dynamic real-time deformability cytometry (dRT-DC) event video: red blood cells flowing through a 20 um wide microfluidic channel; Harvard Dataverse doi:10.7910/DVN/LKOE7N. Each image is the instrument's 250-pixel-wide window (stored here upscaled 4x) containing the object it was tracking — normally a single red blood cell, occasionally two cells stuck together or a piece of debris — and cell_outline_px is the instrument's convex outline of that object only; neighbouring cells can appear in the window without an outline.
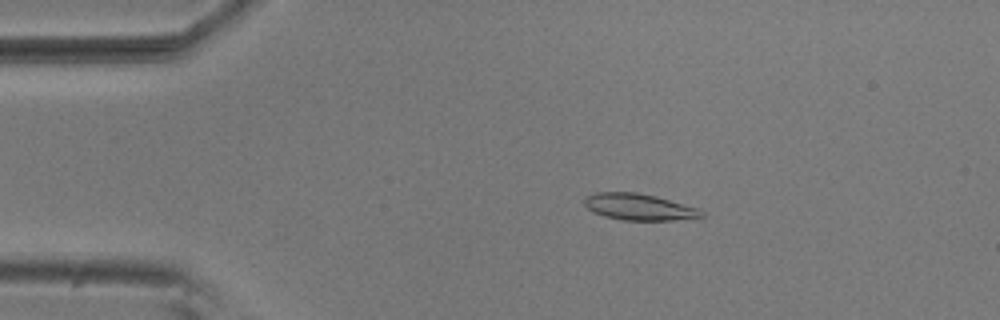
{"species": "common noctule bat (a hibernating species)", "species_latin": "Nyctalus noctula", "temperature_condition": "room temperature", "stored_images_in_passage": 54, "camera_frame_rate_fps": 3000, "um_per_image_px": 0.085, "animal": {"sex": "male", "body_mass_g": 20.5, "forearm_length_mm": 52.5}, "frame": {"image": 1, "passage_image": 10, "time_ms": 3.0, "image_size_px": [1000, 320], "cell_outline_px": [[704, 216], [672, 220], [624, 220], [604, 216], [588, 208], [584, 204], [584, 196], [596, 192], [636, 192], [656, 196], [700, 208], [704, 212]], "centroid_in_image_um": [54.32, 17.58], "position_along_channel_um": 30.7, "area_um2": 18.03}}
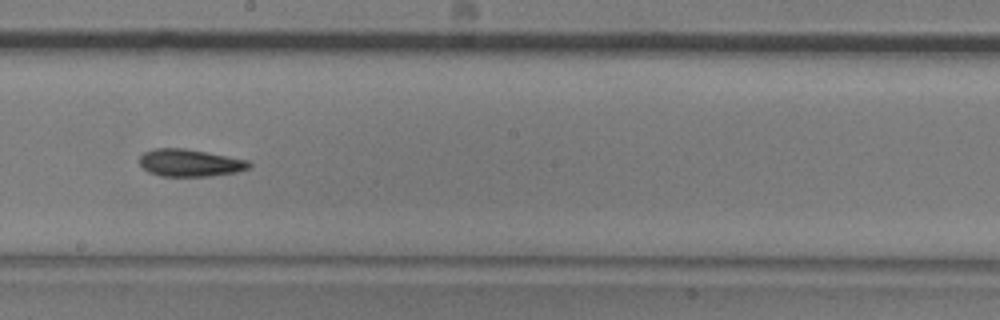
{"frame": {"image": 2, "passage_image": 30, "time_ms": 9.667, "image_size_px": [1000, 320], "cell_outline_px": [[252, 164], [248, 168], [236, 172], [212, 176], [160, 176], [148, 172], [140, 164], [140, 156], [144, 152], [152, 148], [184, 148], [248, 160]], "centroid_in_image_um": [16.12, 13.84], "position_along_channel_um": 232.1, "area_um2": 17.4}}
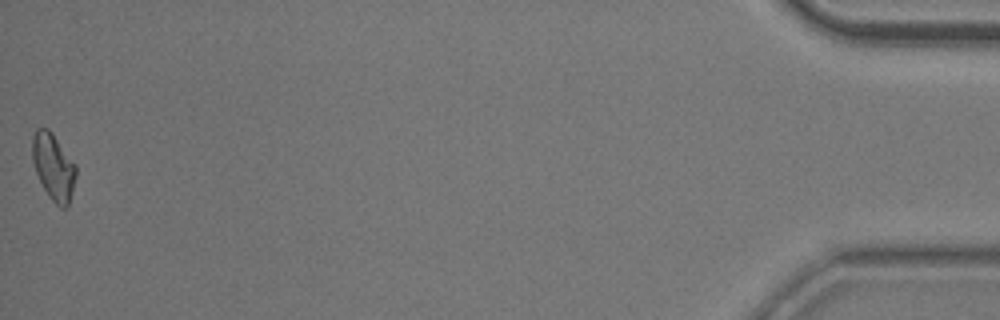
{"frame": {"image": 3, "passage_image": 54, "time_ms": 17.667, "image_size_px": [1000, 320], "cell_outline_px": [[76, 176], [68, 208], [60, 208], [48, 196], [36, 172], [32, 160], [32, 136], [36, 128], [48, 128], [52, 132], [76, 164]], "centroid_in_image_um": [4.55, 14.17], "position_along_channel_um": 430.7, "area_um2": 17.05}, "authors_computed_cell_mechanics": {"area_um2": 17.3689, "velocity_mm_per_s": 3.7266, "shape_relaxation_time_tau1_ms": 8.4607, "shape_relaxation_time_tau2_ms": 5.1683, "deformation_change_tau1": 0.1701, "deformation_change_tau2": 0.1196}}